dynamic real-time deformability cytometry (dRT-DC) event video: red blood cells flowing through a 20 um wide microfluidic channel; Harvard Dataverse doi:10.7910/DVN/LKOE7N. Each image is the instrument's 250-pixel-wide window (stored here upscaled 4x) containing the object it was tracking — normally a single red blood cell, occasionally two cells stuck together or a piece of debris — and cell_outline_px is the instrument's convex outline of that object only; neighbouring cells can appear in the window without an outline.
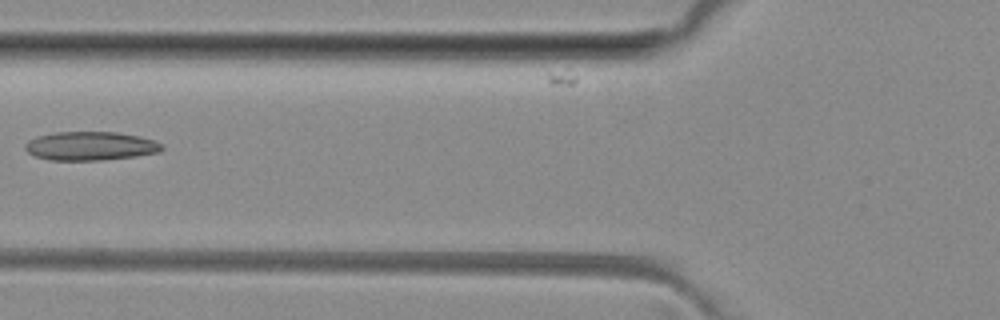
{"species": "common noctule bat (a hibernating species)", "species_latin": "Nyctalus noctula", "temperature_condition": "room temperature", "stored_images_in_passage": 4, "camera_frame_rate_fps": 3000, "um_per_image_px": 0.085, "animal": {"sex": "female", "body_mass_g": 29.2, "forearm_length_mm": 56.3}, "frame": {"image": 1, "passage_image": 2, "time_ms": 1.333, "image_size_px": [1000, 320], "cell_outline_px": [[164, 148], [160, 152], [136, 156], [100, 160], [48, 160], [36, 156], [28, 152], [24, 148], [24, 144], [28, 140], [36, 136], [56, 132], [116, 132], [140, 136], [152, 140], [160, 144]], "centroid_in_image_um": [7.66, 12.41], "position_along_channel_um": 118.1, "area_um2": 22.89}}
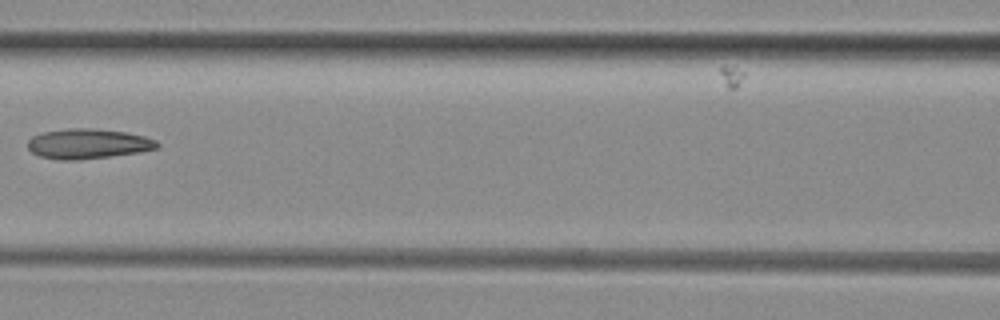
{"frame": {"image": 2, "passage_image": 3, "time_ms": 2.333, "image_size_px": [1000, 320], "cell_outline_px": [[160, 144], [156, 148], [140, 152], [76, 160], [60, 160], [40, 156], [32, 152], [28, 148], [28, 140], [32, 136], [44, 132], [68, 128], [92, 128], [128, 132], [144, 136], [156, 140]], "centroid_in_image_um": [7.48, 12.21], "position_along_channel_um": 159.1, "area_um2": 22.54}}
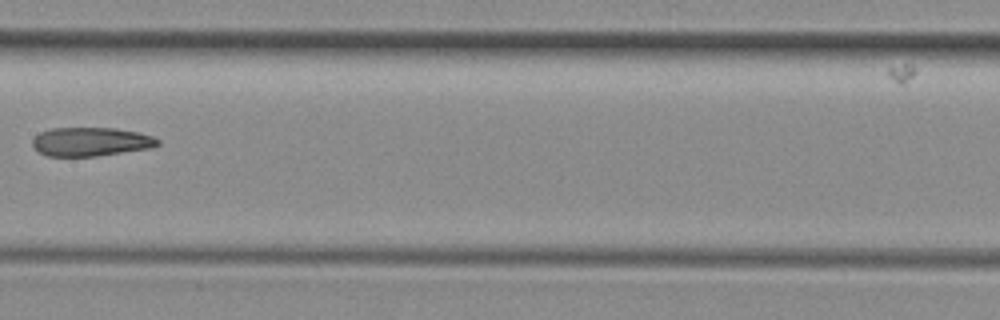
{"frame": {"image": 3, "passage_image": 4, "time_ms": 3.333, "image_size_px": [1000, 320], "cell_outline_px": [[160, 144], [152, 148], [96, 156], [48, 156], [40, 152], [32, 144], [32, 140], [40, 132], [52, 128], [116, 128], [136, 132], [152, 136], [160, 140]], "centroid_in_image_um": [7.74, 12.04], "position_along_channel_um": 199.7, "area_um2": 20.92}}